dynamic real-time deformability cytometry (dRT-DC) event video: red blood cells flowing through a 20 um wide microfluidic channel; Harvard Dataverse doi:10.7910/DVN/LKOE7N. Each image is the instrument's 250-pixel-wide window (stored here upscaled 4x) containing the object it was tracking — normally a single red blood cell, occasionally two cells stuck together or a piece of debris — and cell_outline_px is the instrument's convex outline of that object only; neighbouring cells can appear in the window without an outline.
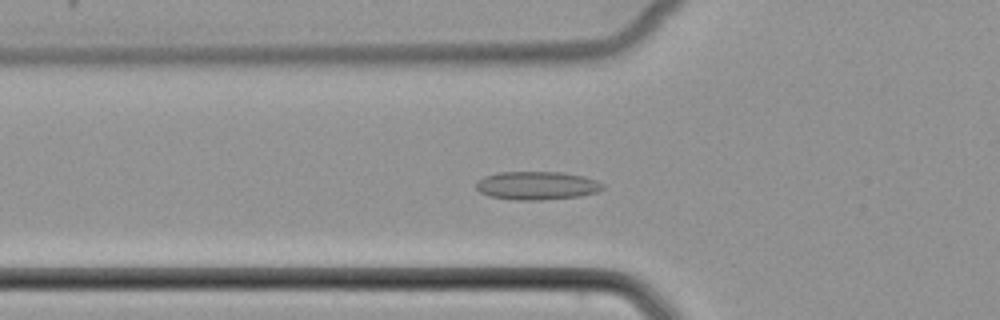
{"species": "common noctule bat (a hibernating species)", "species_latin": "Nyctalus noctula", "temperature_condition": "cold", "stored_images_in_passage": 39, "camera_frame_rate_fps": 3000, "um_per_image_px": 0.085, "animal": {"sex": "female", "body_mass_g": 22.7, "forearm_length_mm": 54.2}, "frame": {"image": 1, "passage_image": 6, "time_ms": 1.667, "image_size_px": [1000, 320], "cell_outline_px": [[604, 188], [596, 192], [580, 196], [540, 200], [516, 200], [488, 196], [480, 192], [476, 188], [476, 184], [484, 176], [500, 172], [560, 172], [584, 176], [596, 180], [604, 184]], "centroid_in_image_um": [45.64, 15.77], "position_along_channel_um": 80.2, "area_um2": 20.87}}
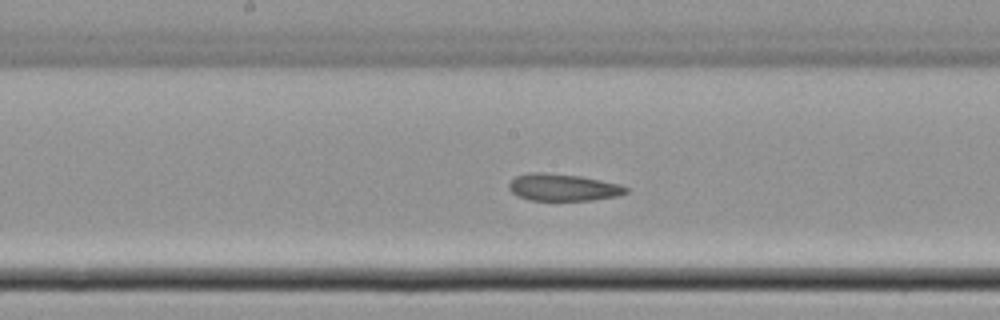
{"frame": {"image": 2, "passage_image": 15, "time_ms": 4.667, "image_size_px": [1000, 320], "cell_outline_px": [[628, 192], [616, 196], [592, 200], [528, 200], [516, 196], [508, 188], [508, 184], [516, 176], [528, 172], [544, 172], [580, 176], [620, 184], [628, 188]], "centroid_in_image_um": [47.82, 15.92], "position_along_channel_um": 200.4, "area_um2": 18.5}}
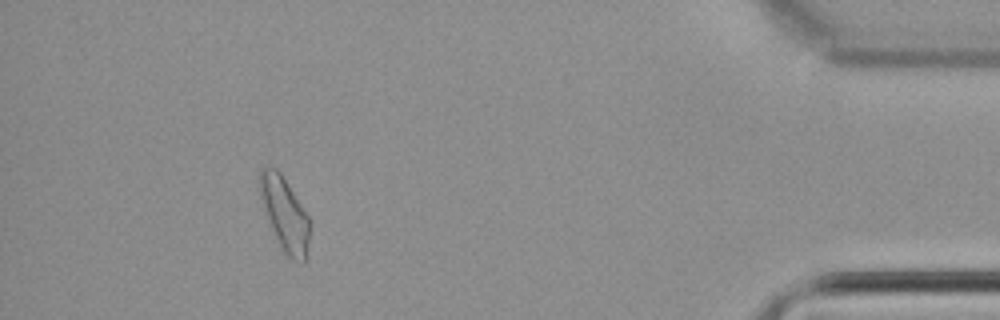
{"frame": {"image": 3, "passage_image": 35, "time_ms": 11.333, "image_size_px": [1000, 320], "cell_outline_px": [[308, 240], [304, 264], [300, 264], [292, 260], [284, 252], [268, 220], [260, 196], [260, 168], [276, 168], [280, 172], [308, 216]], "centroid_in_image_um": [24.19, 18.21], "position_along_channel_um": 411.0, "area_um2": 20.58}}